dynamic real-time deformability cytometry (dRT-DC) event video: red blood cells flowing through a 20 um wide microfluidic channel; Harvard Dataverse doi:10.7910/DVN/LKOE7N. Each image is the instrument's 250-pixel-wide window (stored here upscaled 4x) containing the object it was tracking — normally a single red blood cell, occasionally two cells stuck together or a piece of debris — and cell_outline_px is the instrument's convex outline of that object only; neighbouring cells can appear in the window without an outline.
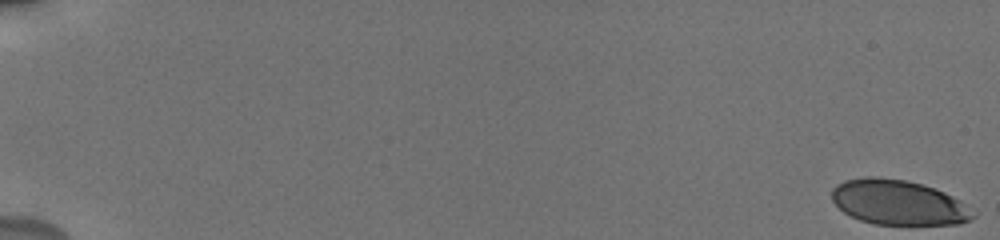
{"species": "human", "species_latin": "Homo sapiens", "temperature_condition": "cold", "stored_images_in_passage": 42, "camera_frame_rate_fps": 3000, "um_per_image_px": 0.085, "donor": {"sex": "male"}, "frame": {"image": 1, "passage_image": 1, "time_ms": 0.0, "image_size_px": [1000, 240], "cell_outline_px": [[976, 216], [972, 220], [960, 224], [872, 224], [860, 220], [844, 212], [832, 200], [832, 188], [836, 184], [844, 180], [864, 176], [876, 176], [904, 180], [936, 188], [960, 200]], "centroid_in_image_um": [76.34, 17.2], "position_along_channel_um": 8.7, "area_um2": 36.93}}
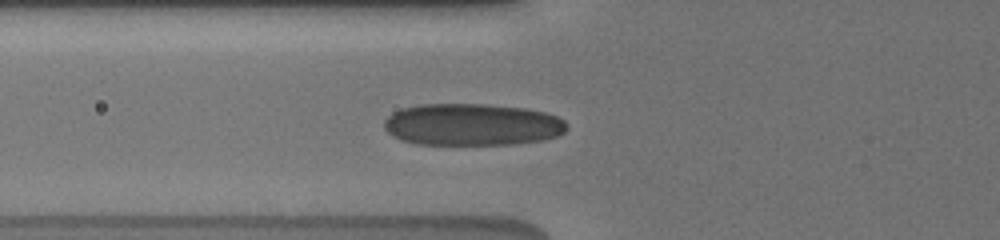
{"frame": {"image": 2, "passage_image": 17, "time_ms": 7.333, "image_size_px": [1000, 240], "cell_outline_px": [[568, 128], [564, 132], [556, 136], [540, 140], [512, 144], [416, 144], [392, 136], [384, 128], [384, 120], [392, 112], [404, 108], [420, 104], [488, 104], [528, 108], [544, 112], [556, 116], [564, 120], [568, 124]], "centroid_in_image_um": [40.14, 10.58], "position_along_channel_um": 85.7, "area_um2": 44.8}}
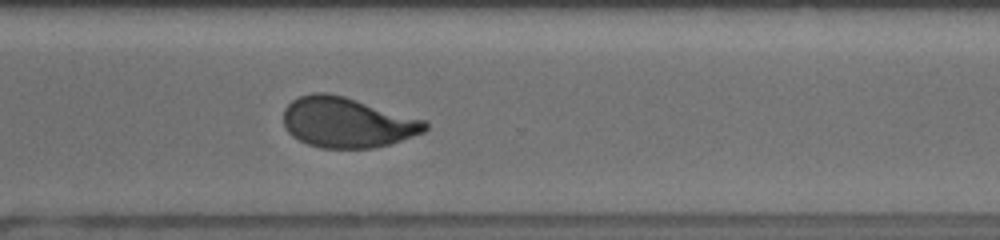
{"frame": {"image": 3, "passage_image": 32, "time_ms": 14.0, "image_size_px": [1000, 240], "cell_outline_px": [[428, 128], [424, 132], [388, 144], [372, 148], [320, 148], [308, 144], [292, 136], [284, 128], [284, 108], [292, 100], [300, 96], [312, 92], [324, 92], [344, 96], [424, 120], [428, 124]], "centroid_in_image_um": [29.46, 10.4], "position_along_channel_um": 341.1, "area_um2": 41.27}, "authors_computed_cell_mechanics": {"area_um2": 41.4426, "velocity_mm_per_s": 3.8422, "shape_relaxation_time_tau1_ms": 5.1396, "shape_relaxation_time_tau2_ms": 0.7128, "deformation_change_tau1": 0.1617, "deformation_change_tau2": 0.0616}}